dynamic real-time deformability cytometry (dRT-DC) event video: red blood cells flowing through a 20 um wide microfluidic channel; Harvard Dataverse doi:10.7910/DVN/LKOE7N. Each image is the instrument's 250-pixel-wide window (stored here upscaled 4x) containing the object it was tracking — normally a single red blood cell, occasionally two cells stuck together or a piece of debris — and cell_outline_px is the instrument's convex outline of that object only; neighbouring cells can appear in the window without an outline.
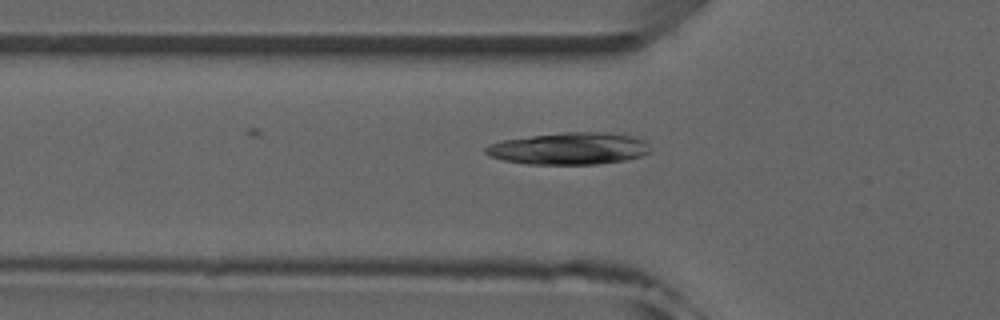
{"species": "common noctule bat (a hibernating species)", "species_latin": "Nyctalus noctula", "temperature_condition": "room temperature", "stored_images_in_passage": 5, "camera_frame_rate_fps": 3000, "um_per_image_px": 0.085, "animal": {"sex": "male", "forearm_length_mm": 52.5}, "frame": {"image": 1, "passage_image": 5, "time_ms": 4.667, "image_size_px": [1000, 320], "cell_outline_px": [[652, 152], [640, 156], [624, 160], [596, 164], [528, 164], [504, 160], [488, 156], [484, 152], [484, 148], [500, 140], [564, 132], [600, 132], [632, 136], [644, 140], [652, 148]], "centroid_in_image_um": [48.38, 12.63], "position_along_channel_um": 77.4, "area_um2": 30.63}}